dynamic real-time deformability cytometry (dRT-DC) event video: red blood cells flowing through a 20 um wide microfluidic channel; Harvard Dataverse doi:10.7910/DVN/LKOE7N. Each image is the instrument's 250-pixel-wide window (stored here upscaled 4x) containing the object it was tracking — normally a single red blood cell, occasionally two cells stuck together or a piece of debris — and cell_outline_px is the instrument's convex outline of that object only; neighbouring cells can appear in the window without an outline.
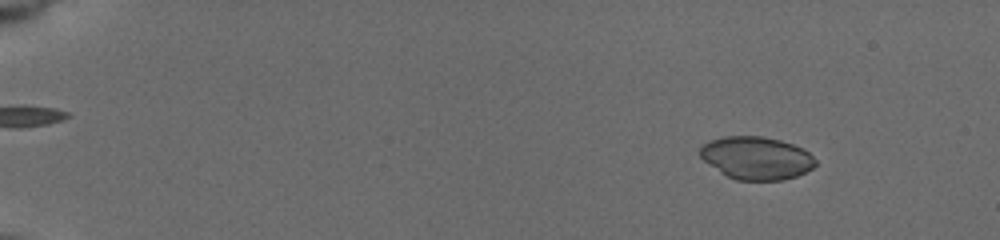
{"species": "common noctule bat (a hibernating species)", "species_latin": "Nyctalus noctula", "temperature_condition": "cold", "stored_images_in_passage": 56, "camera_frame_rate_fps": 3000, "um_per_image_px": 0.085, "animal": {"sex": "female", "body_mass_g": 19.5, "forearm_length_mm": 54.1}, "frame": {"image": 1, "passage_image": 7, "time_ms": 2.0, "image_size_px": [1000, 240], "cell_outline_px": [[816, 164], [812, 168], [796, 176], [784, 180], [736, 180], [728, 176], [704, 160], [700, 156], [700, 148], [704, 144], [712, 140], [724, 136], [760, 136], [780, 140], [792, 144], [808, 152], [816, 160]], "centroid_in_image_um": [64.31, 13.43], "position_along_channel_um": 20.7, "area_um2": 28.38}}
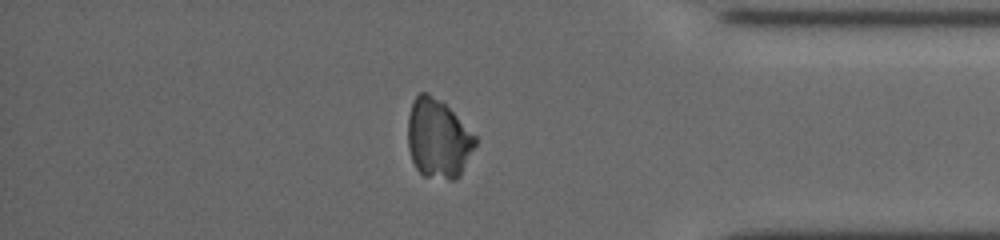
{"frame": {"image": 2, "passage_image": 49, "time_ms": 16.0, "image_size_px": [1000, 240], "cell_outline_px": [[476, 144], [460, 176], [456, 180], [448, 180], [424, 176], [416, 168], [412, 160], [408, 148], [408, 116], [412, 104], [416, 96], [420, 92], [428, 92], [444, 104], [476, 136]], "centroid_in_image_um": [37.23, 11.82], "position_along_channel_um": 398.0, "area_um2": 30.87}}
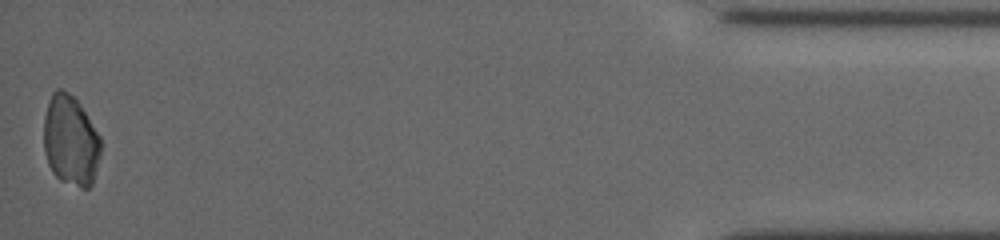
{"frame": {"image": 3, "passage_image": 56, "time_ms": 18.333, "image_size_px": [1000, 240], "cell_outline_px": [[100, 156], [92, 184], [88, 188], [80, 188], [60, 180], [52, 172], [48, 164], [44, 152], [44, 116], [48, 100], [52, 92], [56, 88], [60, 88], [76, 96], [100, 136]], "centroid_in_image_um": [5.99, 11.92], "position_along_channel_um": 429.2, "area_um2": 30.46}}